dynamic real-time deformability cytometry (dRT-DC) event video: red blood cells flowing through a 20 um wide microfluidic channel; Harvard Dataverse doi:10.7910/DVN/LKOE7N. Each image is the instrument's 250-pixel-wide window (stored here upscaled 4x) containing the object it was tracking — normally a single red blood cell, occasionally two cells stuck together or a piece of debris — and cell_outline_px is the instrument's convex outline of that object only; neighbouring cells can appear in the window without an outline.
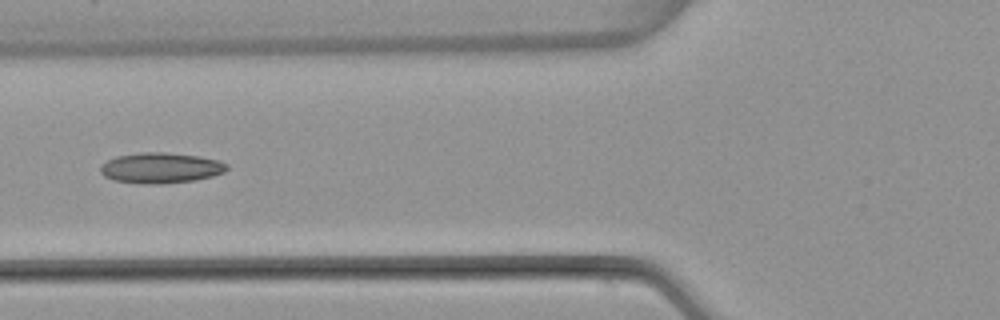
{"species": "common noctule bat (a hibernating species)", "species_latin": "Nyctalus noctula", "temperature_condition": "warm", "stored_images_in_passage": 5, "camera_frame_rate_fps": 3000, "um_per_image_px": 0.085, "animal": {"sex": "female", "body_mass_g": 22.7, "forearm_length_mm": 54.2}, "frame": {"image": 1, "passage_image": 5, "time_ms": 5.667, "image_size_px": [1000, 320], "cell_outline_px": [[228, 168], [224, 172], [212, 176], [196, 180], [160, 184], [144, 184], [112, 180], [104, 176], [100, 172], [100, 164], [116, 156], [140, 152], [164, 152], [200, 156], [220, 160], [228, 164]], "centroid_in_image_um": [13.66, 14.27], "position_along_channel_um": 112.1, "area_um2": 22.77}}